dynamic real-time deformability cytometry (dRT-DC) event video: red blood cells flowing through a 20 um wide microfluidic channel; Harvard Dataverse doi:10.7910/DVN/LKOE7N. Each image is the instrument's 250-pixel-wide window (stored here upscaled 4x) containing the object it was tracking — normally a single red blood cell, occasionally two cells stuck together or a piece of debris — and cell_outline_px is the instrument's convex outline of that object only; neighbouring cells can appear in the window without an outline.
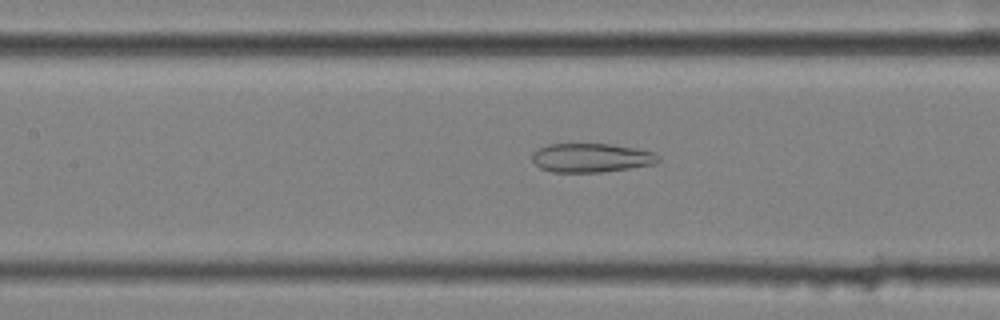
{"species": "common noctule bat (a hibernating species)", "species_latin": "Nyctalus noctula", "temperature_condition": "cold", "stored_images_in_passage": 47, "camera_frame_rate_fps": 3000, "um_per_image_px": 0.085, "animal": {"sex": "female", "body_mass_g": 25.1}, "frame": {"image": 1, "passage_image": 27, "time_ms": 8.667, "image_size_px": [1000, 320], "cell_outline_px": [[660, 160], [656, 164], [600, 172], [552, 172], [540, 168], [532, 160], [532, 152], [548, 144], [612, 144], [636, 148], [652, 152]], "centroid_in_image_um": [50.23, 13.41], "position_along_channel_um": 157.2, "area_um2": 21.15}}
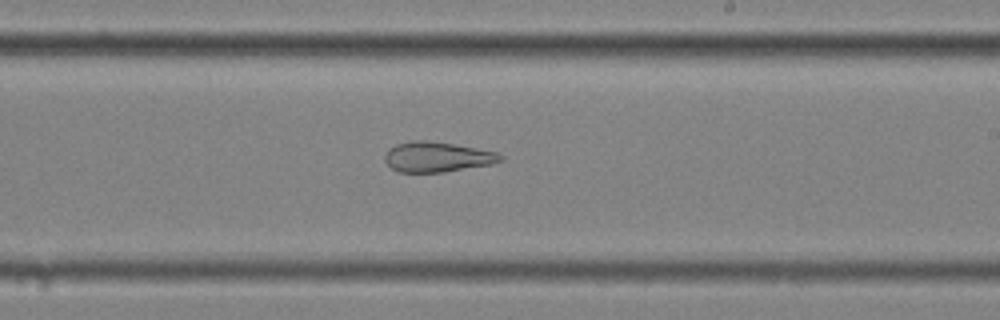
{"frame": {"image": 2, "passage_image": 35, "time_ms": 11.333, "image_size_px": [1000, 320], "cell_outline_px": [[504, 160], [492, 164], [444, 172], [396, 172], [384, 160], [384, 156], [388, 148], [396, 144], [412, 140], [428, 140], [452, 144], [496, 152], [504, 156]], "centroid_in_image_um": [37.13, 13.34], "position_along_channel_um": 251.9, "area_um2": 20.35}}
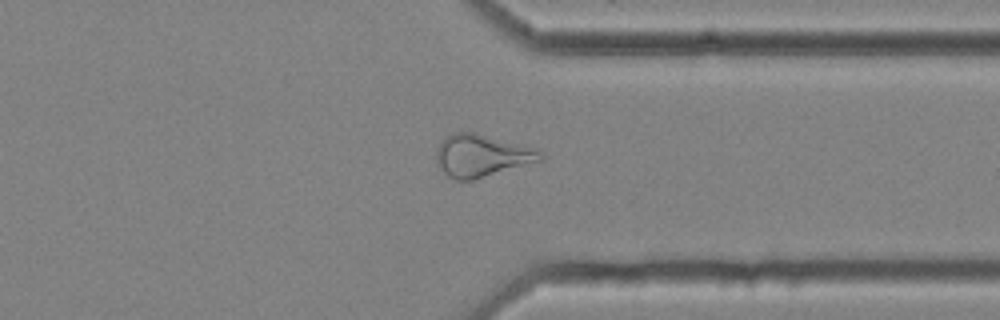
{"frame": {"image": 3, "passage_image": 45, "time_ms": 14.667, "image_size_px": [1000, 320], "cell_outline_px": [[544, 160], [472, 180], [456, 180], [448, 176], [436, 164], [436, 152], [440, 144], [448, 136], [456, 132], [472, 132], [524, 144], [540, 148], [544, 156]], "centroid_in_image_um": [41.01, 13.23], "position_along_channel_um": 370.4, "area_um2": 25.78}}